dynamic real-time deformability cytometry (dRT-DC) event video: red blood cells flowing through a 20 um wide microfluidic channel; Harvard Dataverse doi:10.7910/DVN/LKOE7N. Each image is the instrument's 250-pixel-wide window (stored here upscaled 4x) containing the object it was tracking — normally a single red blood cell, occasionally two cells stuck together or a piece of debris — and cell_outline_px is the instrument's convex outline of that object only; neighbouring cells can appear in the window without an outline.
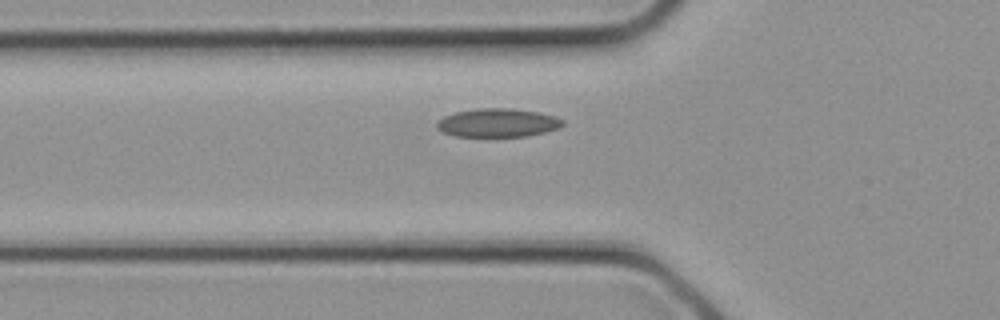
{"species": "common noctule bat (a hibernating species)", "species_latin": "Nyctalus noctula", "temperature_condition": "cold", "stored_images_in_passage": 2, "camera_frame_rate_fps": 3000, "um_per_image_px": 0.085, "animal": {"sex": "female", "body_mass_g": 21.9}, "frame": {"image": 1, "passage_image": 2, "time_ms": 0.333, "image_size_px": [1000, 320], "cell_outline_px": [[564, 124], [560, 128], [528, 136], [456, 136], [444, 132], [436, 128], [436, 120], [444, 116], [456, 112], [476, 108], [512, 108], [540, 112], [556, 116], [564, 120]], "centroid_in_image_um": [42.33, 10.42], "position_along_channel_um": 83.5, "area_um2": 21.1}}